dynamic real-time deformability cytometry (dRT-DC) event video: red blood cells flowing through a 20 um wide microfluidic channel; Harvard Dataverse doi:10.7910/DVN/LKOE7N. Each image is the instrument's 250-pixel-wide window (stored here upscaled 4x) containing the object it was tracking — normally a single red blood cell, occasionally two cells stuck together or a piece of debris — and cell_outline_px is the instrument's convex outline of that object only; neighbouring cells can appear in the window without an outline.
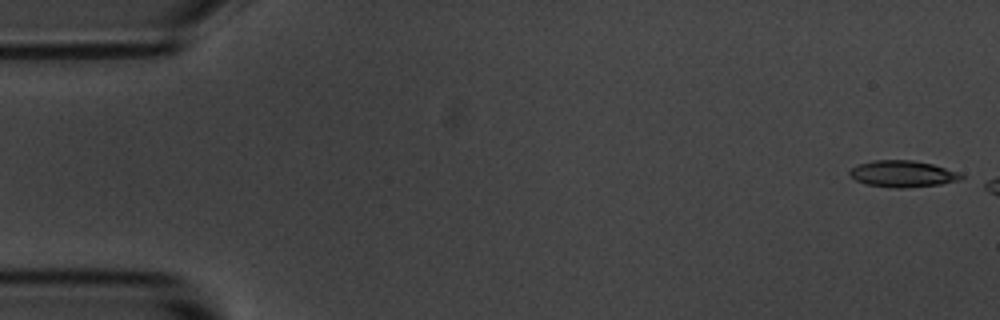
{"species": "common noctule bat (a hibernating species)", "species_latin": "Nyctalus noctula", "temperature_condition": "room temperature", "stored_images_in_passage": 5, "camera_frame_rate_fps": 3000, "um_per_image_px": 0.085, "animal": {"sex": "male", "body_mass_g": 20.1, "forearm_length_mm": 53.5}, "frame": {"image": 1, "passage_image": 1, "time_ms": 0.0, "image_size_px": [1000, 320], "cell_outline_px": [[964, 176], [960, 180], [940, 184], [904, 188], [896, 188], [864, 184], [856, 180], [848, 172], [852, 168], [860, 164], [872, 160], [912, 160], [932, 164], [960, 172]], "centroid_in_image_um": [76.74, 14.78], "position_along_channel_um": 8.3, "area_um2": 17.17}}